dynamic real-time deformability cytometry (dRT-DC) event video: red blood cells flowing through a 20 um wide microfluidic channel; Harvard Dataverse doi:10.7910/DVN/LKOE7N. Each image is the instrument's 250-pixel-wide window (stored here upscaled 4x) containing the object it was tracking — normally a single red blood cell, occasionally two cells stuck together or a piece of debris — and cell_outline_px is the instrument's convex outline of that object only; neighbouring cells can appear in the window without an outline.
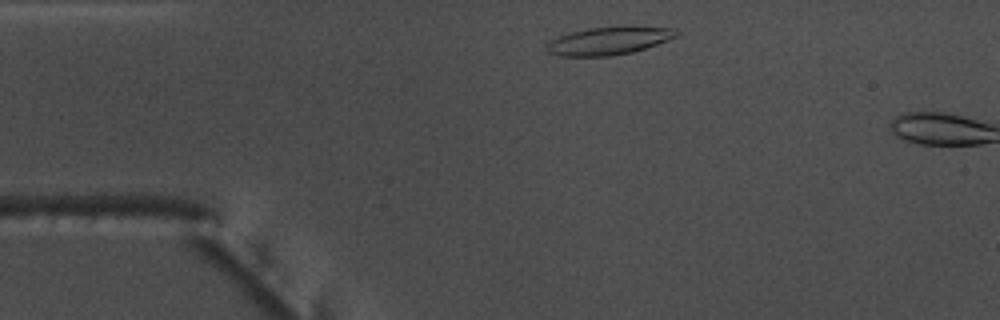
{"species": "common noctule bat (a hibernating species)", "species_latin": "Nyctalus noctula", "temperature_condition": "warm", "stored_images_in_passage": 6, "camera_frame_rate_fps": 3000, "um_per_image_px": 0.085, "animal": {"sex": "male", "body_mass_g": 17.5, "forearm_length_mm": 52.3}, "frame": {"image": 1, "passage_image": 4, "time_ms": 1.0, "image_size_px": [1000, 320], "cell_outline_px": [[680, 32], [676, 36], [656, 44], [632, 52], [612, 56], [560, 56], [548, 52], [544, 48], [552, 40], [560, 36], [572, 32], [588, 28], [632, 24], [672, 28]], "centroid_in_image_um": [51.79, 3.43], "position_along_channel_um": 33.2, "area_um2": 21.39}}